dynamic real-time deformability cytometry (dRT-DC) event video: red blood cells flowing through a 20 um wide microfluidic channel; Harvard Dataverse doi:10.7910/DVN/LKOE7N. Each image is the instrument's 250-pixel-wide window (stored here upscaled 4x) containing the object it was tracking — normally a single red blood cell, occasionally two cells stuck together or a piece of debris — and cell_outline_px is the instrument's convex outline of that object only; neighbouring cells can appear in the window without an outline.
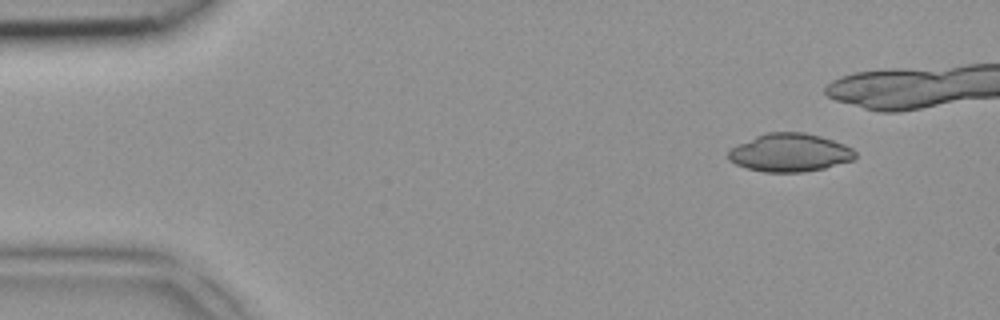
{"species": "common noctule bat (a hibernating species)", "species_latin": "Nyctalus noctula", "temperature_condition": "room temperature", "stored_images_in_passage": 4, "camera_frame_rate_fps": 3000, "um_per_image_px": 0.085, "animal": {"sex": "female", "body_mass_g": 18.4}, "frame": {"image": 1, "passage_image": 1, "time_ms": 0.0, "image_size_px": [1000, 320], "cell_outline_px": [[856, 156], [852, 160], [824, 168], [804, 172], [764, 172], [744, 168], [728, 160], [728, 148], [736, 144], [764, 132], [804, 132], [820, 136], [844, 144], [852, 148], [856, 152]], "centroid_in_image_um": [67.08, 12.97], "position_along_channel_um": 17.9, "area_um2": 28.5}}